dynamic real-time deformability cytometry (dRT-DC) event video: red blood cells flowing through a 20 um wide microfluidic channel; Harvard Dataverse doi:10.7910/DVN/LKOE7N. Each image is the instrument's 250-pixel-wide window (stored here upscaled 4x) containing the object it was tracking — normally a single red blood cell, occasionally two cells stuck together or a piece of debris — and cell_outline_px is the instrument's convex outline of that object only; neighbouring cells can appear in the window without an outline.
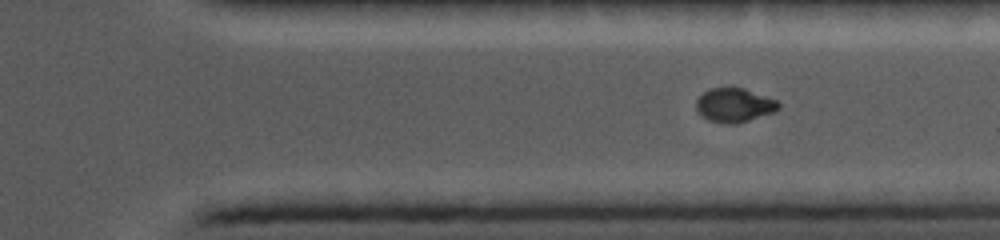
{"species": "common noctule bat (a hibernating species)", "species_latin": "Nyctalus noctula", "temperature_condition": "cold", "stored_images_in_passage": 46, "camera_frame_rate_fps": 5000, "um_per_image_px": 0.085, "animal": {"sex": "female", "body_mass_g": 19.0, "forearm_length_mm": 56.7}, "frame": {"image": 1, "passage_image": 40, "time_ms": 7.8, "image_size_px": [1000, 240], "cell_outline_px": [[780, 108], [776, 112], [736, 124], [728, 124], [708, 120], [696, 108], [696, 100], [704, 92], [712, 88], [744, 88], [776, 100], [780, 104]], "centroid_in_image_um": [62.45, 8.95], "position_along_channel_um": 348.9, "area_um2": 16.18}}